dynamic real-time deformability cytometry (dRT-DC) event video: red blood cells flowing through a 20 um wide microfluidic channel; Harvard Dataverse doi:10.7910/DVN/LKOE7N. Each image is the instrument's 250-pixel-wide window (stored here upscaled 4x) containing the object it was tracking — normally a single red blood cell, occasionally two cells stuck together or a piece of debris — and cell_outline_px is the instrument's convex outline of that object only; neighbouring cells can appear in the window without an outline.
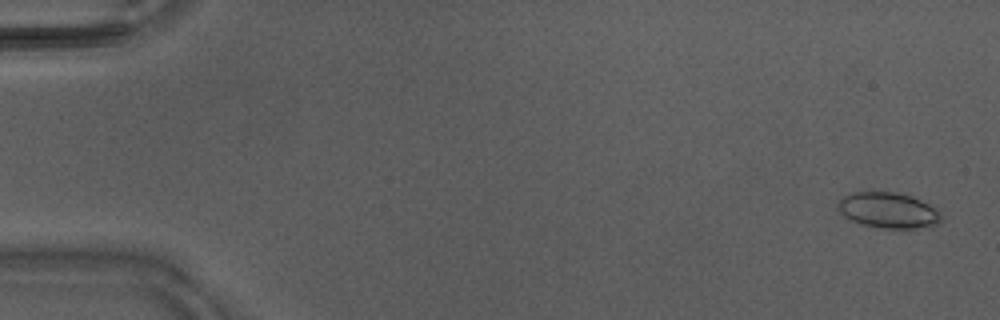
{"species": "Egyptian fruit bat (a non-hibernating species)", "species_latin": "Rousettus aegyptiacus", "temperature_condition": "warm", "stored_images_in_passage": 46, "camera_frame_rate_fps": 3000, "um_per_image_px": 0.085, "animal": {"sex": "male"}, "frame": {"image": 1, "passage_image": 2, "time_ms": 0.333, "image_size_px": [1000, 320], "cell_outline_px": [[940, 220], [936, 224], [928, 228], [880, 228], [864, 224], [852, 220], [844, 216], [840, 212], [840, 200], [844, 196], [852, 192], [896, 192], [912, 196], [928, 204], [940, 216]], "centroid_in_image_um": [75.5, 17.88], "position_along_channel_um": 9.5, "area_um2": 20.98}}
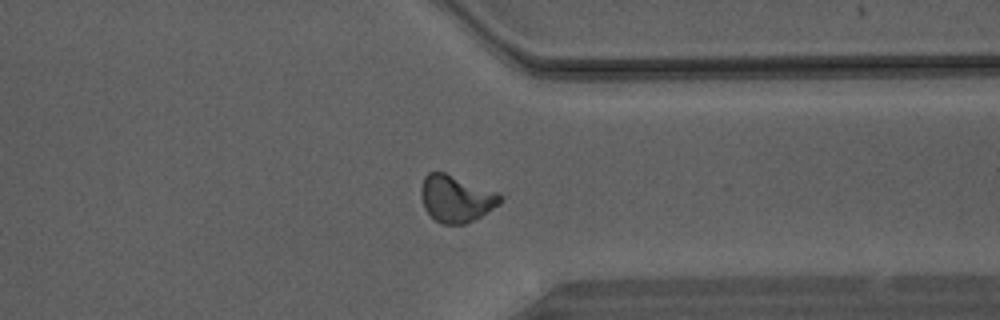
{"frame": {"image": 2, "passage_image": 36, "time_ms": 11.667, "image_size_px": [1000, 320], "cell_outline_px": [[508, 192], [500, 204], [480, 216], [464, 224], [440, 224], [424, 208], [420, 196], [420, 188], [424, 176], [428, 172], [444, 172]], "centroid_in_image_um": [38.87, 16.83], "position_along_channel_um": 372.5, "area_um2": 22.54}}
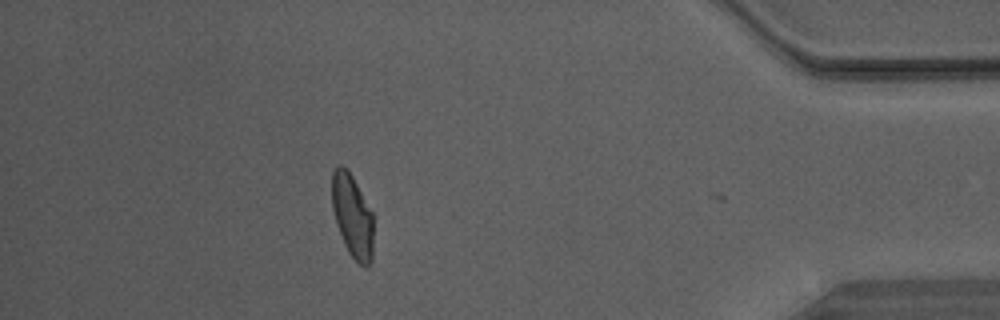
{"frame": {"image": 3, "passage_image": 41, "time_ms": 13.333, "image_size_px": [1000, 320], "cell_outline_px": [[372, 260], [368, 268], [364, 268], [348, 252], [344, 244], [336, 224], [332, 208], [332, 172], [336, 164], [340, 164], [352, 176], [372, 212]], "centroid_in_image_um": [29.94, 18.38], "position_along_channel_um": 405.3, "area_um2": 20.0}}